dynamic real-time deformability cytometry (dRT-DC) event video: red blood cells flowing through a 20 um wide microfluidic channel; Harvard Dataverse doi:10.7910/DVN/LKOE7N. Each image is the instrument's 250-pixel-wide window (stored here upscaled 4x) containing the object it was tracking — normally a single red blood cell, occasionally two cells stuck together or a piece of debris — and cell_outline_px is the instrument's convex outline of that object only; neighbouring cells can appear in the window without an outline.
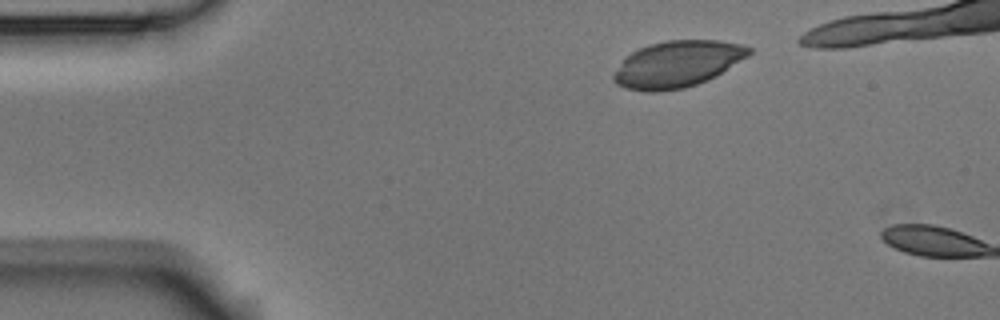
{"species": "Egyptian fruit bat (a non-hibernating species)", "species_latin": "Rousettus aegyptiacus", "temperature_condition": "room temperature", "stored_images_in_passage": 2, "camera_frame_rate_fps": 3000, "um_per_image_px": 0.085, "animal": {"sex": "male"}, "frame": {"image": 1, "passage_image": 1, "time_ms": 0.0, "image_size_px": [1000, 320], "cell_outline_px": [[752, 52], [748, 56], [716, 76], [696, 84], [684, 88], [656, 92], [644, 92], [624, 88], [616, 84], [612, 80], [612, 76], [620, 64], [632, 52], [648, 44], [668, 40], [720, 40], [740, 44], [752, 48]], "centroid_in_image_um": [57.57, 5.45], "position_along_channel_um": 27.4, "area_um2": 36.59}}